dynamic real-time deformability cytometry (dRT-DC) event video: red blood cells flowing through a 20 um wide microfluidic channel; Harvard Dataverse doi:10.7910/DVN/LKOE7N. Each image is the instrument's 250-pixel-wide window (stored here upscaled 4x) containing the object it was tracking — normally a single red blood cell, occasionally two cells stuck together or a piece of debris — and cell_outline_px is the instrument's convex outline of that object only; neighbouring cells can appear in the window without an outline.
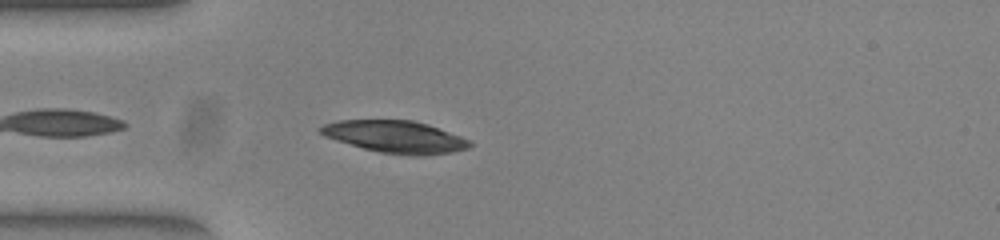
{"species": "common noctule bat (a hibernating species)", "species_latin": "Nyctalus noctula", "temperature_condition": "warm", "stored_images_in_passage": 40, "camera_frame_rate_fps": 3000, "um_per_image_px": 0.085, "animal": {"sex": "female", "body_mass_g": 23.0, "forearm_length_mm": 53.4}, "frame": {"image": 1, "passage_image": 3, "time_ms": 0.667, "image_size_px": [1000, 240], "cell_outline_px": [[472, 144], [468, 148], [448, 152], [424, 156], [412, 156], [380, 152], [364, 148], [336, 140], [324, 136], [316, 128], [324, 124], [340, 120], [412, 120], [428, 124], [460, 136], [468, 140]], "centroid_in_image_um": [33.57, 11.62], "position_along_channel_um": 51.4, "area_um2": 27.74}}
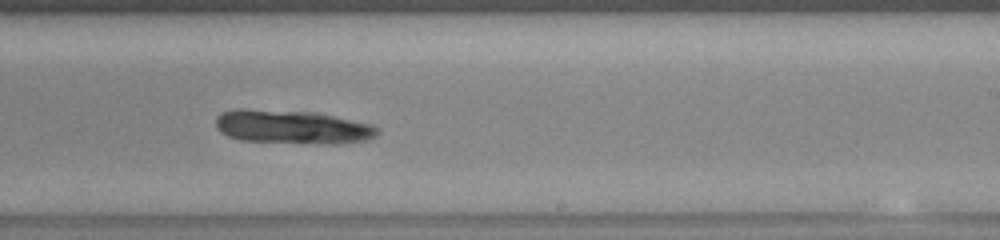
{"frame": {"image": 2, "passage_image": 20, "time_ms": 6.333, "image_size_px": [1000, 240], "cell_outline_px": [[380, 132], [376, 136], [368, 140], [340, 144], [324, 144], [240, 140], [228, 136], [220, 132], [216, 128], [216, 116], [224, 112], [236, 108], [240, 108], [316, 112], [372, 124]], "centroid_in_image_um": [24.85, 10.79], "position_along_channel_um": 264.1, "area_um2": 32.08}}
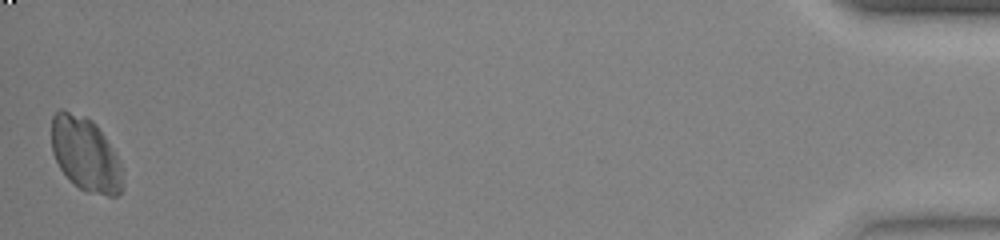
{"frame": {"image": 3, "passage_image": 40, "time_ms": 13.0, "image_size_px": [1000, 240], "cell_outline_px": [[124, 188], [116, 196], [108, 196], [88, 192], [80, 188], [60, 168], [52, 152], [52, 116], [60, 108], [64, 108], [84, 116], [92, 120], [96, 124], [104, 136], [116, 156], [120, 164], [124, 180]], "centroid_in_image_um": [7.27, 13.1], "position_along_channel_um": 427.9, "area_um2": 30.52}}